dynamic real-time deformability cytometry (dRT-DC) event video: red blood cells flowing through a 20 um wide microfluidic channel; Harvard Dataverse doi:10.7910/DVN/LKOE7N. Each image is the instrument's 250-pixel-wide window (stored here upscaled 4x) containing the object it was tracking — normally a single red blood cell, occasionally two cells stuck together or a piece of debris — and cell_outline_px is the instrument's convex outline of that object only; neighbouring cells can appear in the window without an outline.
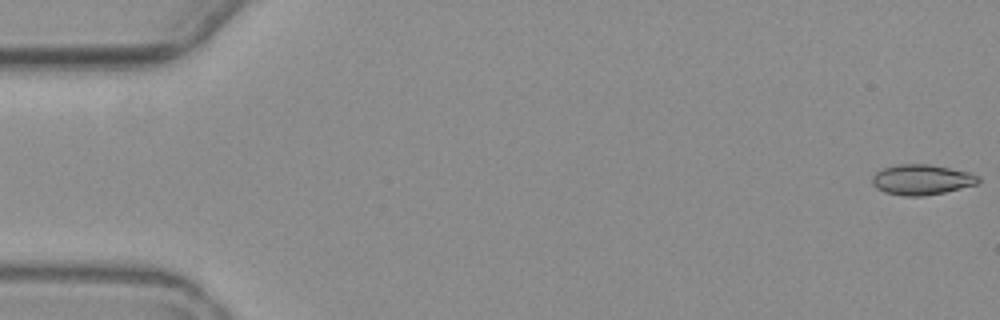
{"species": "common noctule bat (a hibernating species)", "species_latin": "Nyctalus noctula", "temperature_condition": "warm", "stored_images_in_passage": 5, "camera_frame_rate_fps": 3000, "um_per_image_px": 0.085, "animal": {"sex": "female", "body_mass_g": 19.3, "forearm_length_mm": 54.1}, "frame": {"image": 1, "passage_image": 1, "time_ms": 0.0, "image_size_px": [1000, 320], "cell_outline_px": [[980, 180], [976, 184], [944, 192], [924, 196], [904, 196], [884, 192], [876, 188], [872, 184], [872, 176], [876, 172], [884, 168], [900, 164], [928, 164], [968, 172], [980, 176]], "centroid_in_image_um": [78.32, 15.28], "position_along_channel_um": 6.7, "area_um2": 18.61}}
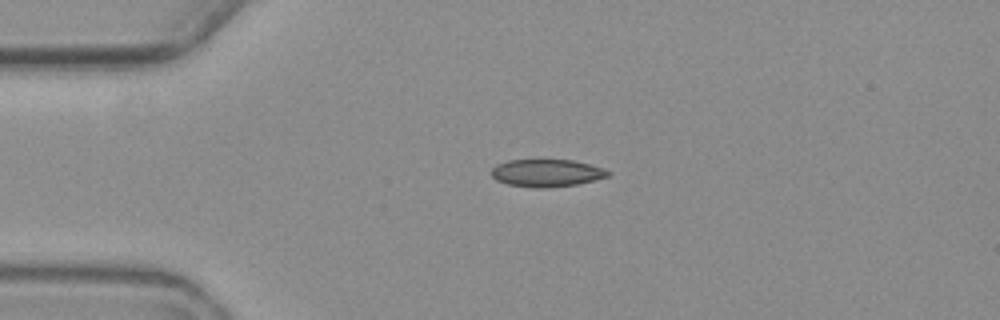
{"frame": {"image": 2, "passage_image": 4, "time_ms": 4.333, "image_size_px": [1000, 320], "cell_outline_px": [[612, 172], [608, 176], [576, 184], [544, 188], [532, 188], [508, 184], [496, 180], [492, 176], [492, 168], [496, 164], [508, 160], [572, 160], [604, 168]], "centroid_in_image_um": [46.44, 14.7], "position_along_channel_um": 38.6, "area_um2": 18.55}}